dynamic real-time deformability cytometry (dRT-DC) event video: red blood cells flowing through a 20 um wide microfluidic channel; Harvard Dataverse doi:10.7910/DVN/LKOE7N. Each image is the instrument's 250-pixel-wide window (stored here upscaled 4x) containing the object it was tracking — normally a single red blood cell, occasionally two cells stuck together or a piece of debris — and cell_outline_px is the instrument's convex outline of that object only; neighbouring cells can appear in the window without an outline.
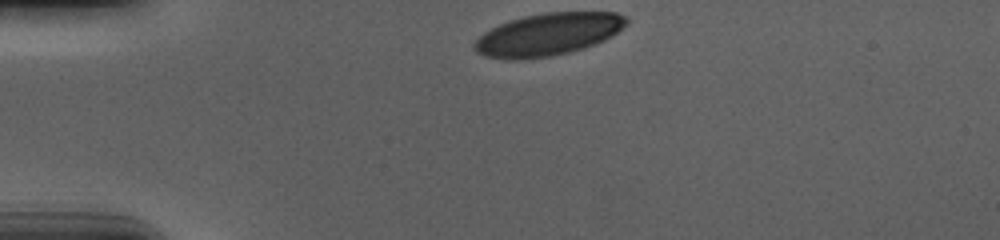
{"species": "human", "species_latin": "Homo sapiens", "temperature_condition": "cold", "stored_images_in_passage": 34, "camera_frame_rate_fps": 3000, "um_per_image_px": 0.085, "donor": {"sex": "male"}, "frame": {"image": 1, "passage_image": 1, "time_ms": 0.0, "image_size_px": [1000, 240], "cell_outline_px": [[628, 24], [612, 36], [596, 44], [584, 48], [568, 52], [548, 56], [520, 60], [508, 60], [484, 56], [476, 52], [472, 44], [484, 32], [500, 24], [524, 16], [544, 12], [616, 12], [628, 16]], "centroid_in_image_um": [46.61, 2.92], "position_along_channel_um": 38.4, "area_um2": 37.69}}
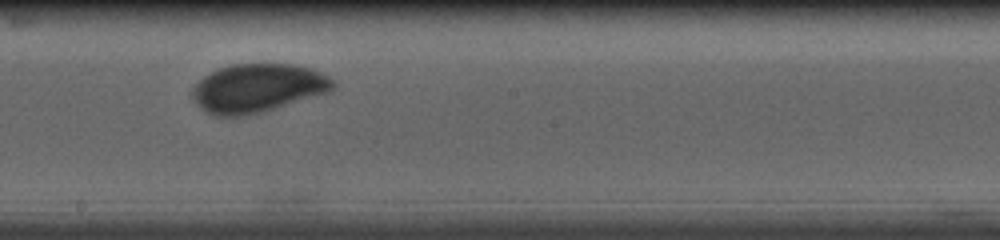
{"frame": {"image": 2, "passage_image": 20, "time_ms": 6.333, "image_size_px": [1000, 240], "cell_outline_px": [[336, 84], [328, 92], [264, 112], [244, 116], [216, 116], [200, 108], [196, 104], [192, 96], [192, 88], [204, 76], [220, 68], [232, 64], [292, 64], [312, 68], [336, 80]], "centroid_in_image_um": [21.91, 7.49], "position_along_channel_um": 226.3, "area_um2": 39.82}}
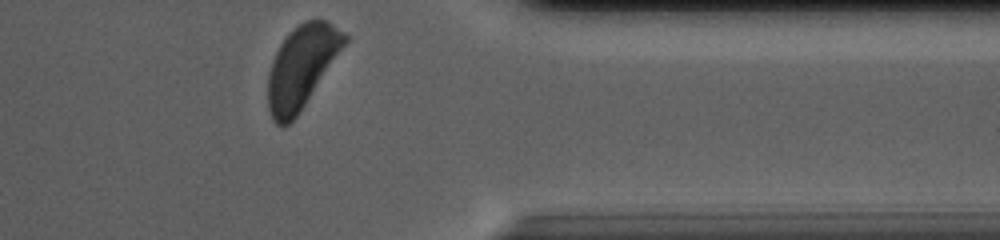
{"frame": {"image": 3, "passage_image": 34, "time_ms": 11.0, "image_size_px": [1000, 240], "cell_outline_px": [[348, 40], [296, 116], [288, 124], [280, 128], [272, 120], [268, 108], [268, 76], [272, 60], [280, 44], [292, 28], [304, 20], [324, 20], [332, 24], [344, 32], [348, 36]], "centroid_in_image_um": [25.61, 5.67], "position_along_channel_um": 385.8, "area_um2": 36.24}, "authors_computed_cell_mechanics": {"area_um2": 39.1017, "velocity_mm_per_s": 3.65, "shape_relaxation_time_tau1_ms": 3.3232, "shape_relaxation_time_tau2_ms": null, "deformation_change_tau1": 0.1316, "deformation_change_tau2": null}}